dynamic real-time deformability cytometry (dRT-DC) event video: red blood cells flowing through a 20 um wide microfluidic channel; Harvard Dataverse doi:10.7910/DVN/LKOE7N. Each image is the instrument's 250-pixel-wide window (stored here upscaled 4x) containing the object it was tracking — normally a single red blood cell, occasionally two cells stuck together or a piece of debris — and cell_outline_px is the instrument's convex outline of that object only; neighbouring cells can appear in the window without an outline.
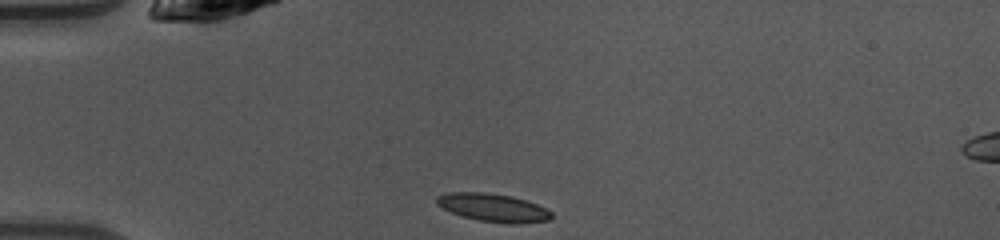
{"species": "common noctule bat (a hibernating species)", "species_latin": "Nyctalus noctula", "temperature_condition": "warm", "stored_images_in_passage": 37, "camera_frame_rate_fps": 3000, "um_per_image_px": 0.085, "animal": {"sex": "female", "body_mass_g": 10.0, "forearm_length_mm": 53.1}, "frame": {"image": 1, "passage_image": 1, "time_ms": 0.0, "image_size_px": [1000, 240], "cell_outline_px": [[552, 220], [520, 224], [508, 224], [480, 220], [464, 216], [452, 212], [436, 204], [436, 196], [448, 192], [484, 192], [512, 196], [548, 208], [552, 212]], "centroid_in_image_um": [41.97, 17.65], "position_along_channel_um": 43.0, "area_um2": 18.84}}
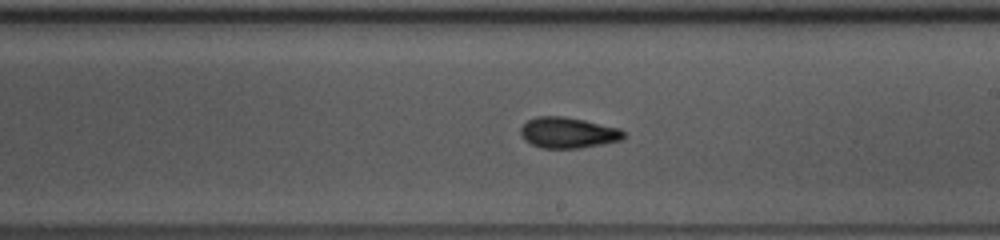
{"frame": {"image": 2, "passage_image": 17, "time_ms": 5.333, "image_size_px": [1000, 240], "cell_outline_px": [[624, 140], [604, 144], [580, 148], [540, 148], [524, 140], [520, 136], [520, 128], [528, 120], [536, 116], [564, 116], [584, 120], [620, 128], [624, 132]], "centroid_in_image_um": [48.28, 11.28], "position_along_channel_um": 240.7, "area_um2": 18.73}}
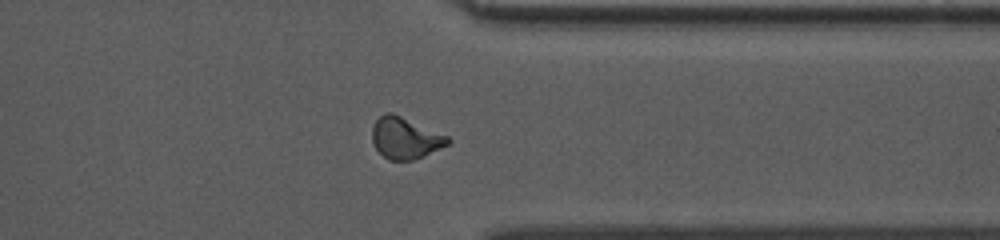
{"frame": {"image": 3, "passage_image": 27, "time_ms": 8.667, "image_size_px": [1000, 240], "cell_outline_px": [[452, 140], [448, 144], [424, 156], [412, 160], [388, 160], [376, 148], [372, 140], [372, 128], [376, 120], [384, 112], [392, 112], [448, 136]], "centroid_in_image_um": [34.44, 11.73], "position_along_channel_um": 377.0, "area_um2": 18.15}, "authors_computed_cell_mechanics": {"area_um2": 18.0914, "velocity_mm_per_s": 4.146, "shape_relaxation_time_tau1_ms": 3.3786, "shape_relaxation_time_tau2_ms": 2.0665, "deformation_change_tau1": 0.1392, "deformation_change_tau2": 0.0887}}